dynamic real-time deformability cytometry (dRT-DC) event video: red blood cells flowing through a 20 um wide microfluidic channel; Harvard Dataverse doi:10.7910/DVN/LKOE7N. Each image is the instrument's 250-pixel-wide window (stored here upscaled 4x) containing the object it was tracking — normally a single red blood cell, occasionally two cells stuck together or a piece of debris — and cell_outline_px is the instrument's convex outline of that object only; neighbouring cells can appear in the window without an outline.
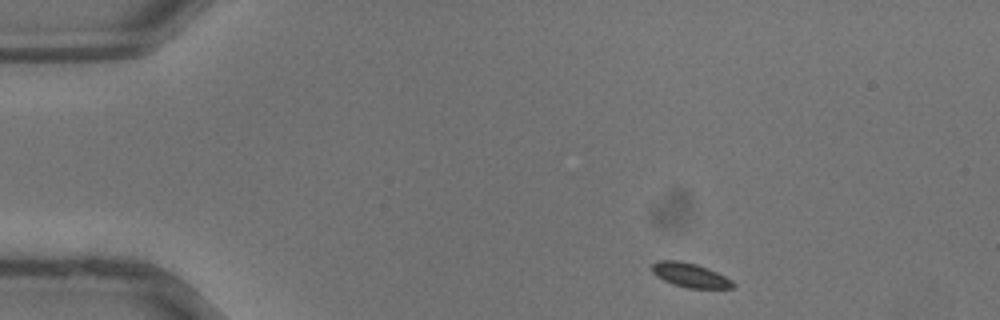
{"species": "common noctule bat (a hibernating species)", "species_latin": "Nyctalus noctula", "temperature_condition": "warm", "stored_images_in_passage": 12, "camera_frame_rate_fps": 3000, "um_per_image_px": 0.085, "animal": {"sex": "male", "body_mass_g": 13.3}, "frame": {"image": 1, "passage_image": 1, "time_ms": 0.0, "image_size_px": [1000, 320], "cell_outline_px": [[736, 288], [688, 288], [672, 284], [656, 276], [652, 272], [652, 264], [660, 260], [676, 260], [696, 264], [708, 268], [732, 280], [736, 284]], "centroid_in_image_um": [58.68, 23.39], "position_along_channel_um": 26.3, "area_um2": 11.44}}
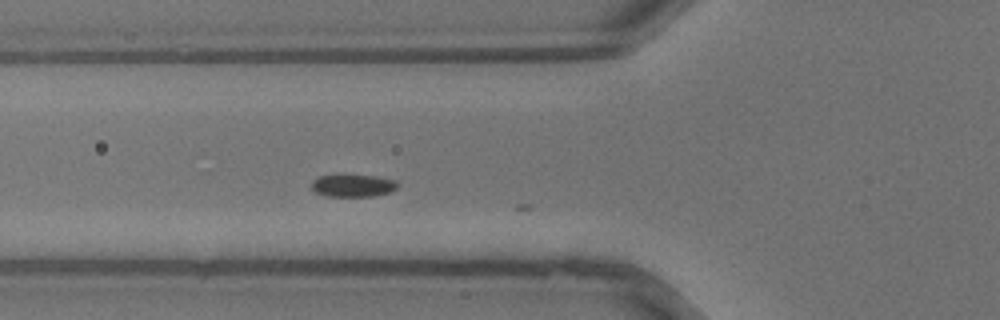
{"frame": {"image": 2, "passage_image": 9, "time_ms": 2.667, "image_size_px": [1000, 320], "cell_outline_px": [[396, 188], [388, 192], [372, 196], [328, 196], [316, 192], [312, 188], [312, 180], [320, 176], [376, 176], [396, 180]], "centroid_in_image_um": [29.99, 15.78], "position_along_channel_um": 95.8, "area_um2": 10.81}}